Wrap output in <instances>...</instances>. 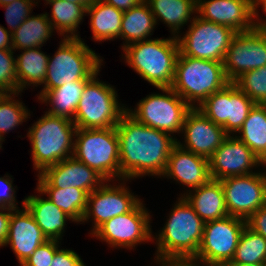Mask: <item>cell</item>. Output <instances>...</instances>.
I'll return each instance as SVG.
<instances>
[{
	"label": "cell",
	"mask_w": 266,
	"mask_h": 266,
	"mask_svg": "<svg viewBox=\"0 0 266 266\" xmlns=\"http://www.w3.org/2000/svg\"><path fill=\"white\" fill-rule=\"evenodd\" d=\"M119 140L120 180L144 175L162 176L177 139L171 134L143 125L127 111L116 126Z\"/></svg>",
	"instance_id": "cell-1"
},
{
	"label": "cell",
	"mask_w": 266,
	"mask_h": 266,
	"mask_svg": "<svg viewBox=\"0 0 266 266\" xmlns=\"http://www.w3.org/2000/svg\"><path fill=\"white\" fill-rule=\"evenodd\" d=\"M125 63L156 88L171 87L179 55L177 38L148 39L123 48Z\"/></svg>",
	"instance_id": "cell-2"
},
{
	"label": "cell",
	"mask_w": 266,
	"mask_h": 266,
	"mask_svg": "<svg viewBox=\"0 0 266 266\" xmlns=\"http://www.w3.org/2000/svg\"><path fill=\"white\" fill-rule=\"evenodd\" d=\"M160 231L155 258H195L202 241L205 222L181 196Z\"/></svg>",
	"instance_id": "cell-3"
},
{
	"label": "cell",
	"mask_w": 266,
	"mask_h": 266,
	"mask_svg": "<svg viewBox=\"0 0 266 266\" xmlns=\"http://www.w3.org/2000/svg\"><path fill=\"white\" fill-rule=\"evenodd\" d=\"M76 129L72 119L46 112L29 128L27 137L32 146L31 157L39 174L47 167L72 157Z\"/></svg>",
	"instance_id": "cell-4"
},
{
	"label": "cell",
	"mask_w": 266,
	"mask_h": 266,
	"mask_svg": "<svg viewBox=\"0 0 266 266\" xmlns=\"http://www.w3.org/2000/svg\"><path fill=\"white\" fill-rule=\"evenodd\" d=\"M227 79L223 62L184 56L179 53L171 88L191 107L200 106L211 94L224 88ZM197 102V106L195 105Z\"/></svg>",
	"instance_id": "cell-5"
},
{
	"label": "cell",
	"mask_w": 266,
	"mask_h": 266,
	"mask_svg": "<svg viewBox=\"0 0 266 266\" xmlns=\"http://www.w3.org/2000/svg\"><path fill=\"white\" fill-rule=\"evenodd\" d=\"M78 38H64L53 58L49 57L44 88L52 90L65 83L89 80L100 71L102 59Z\"/></svg>",
	"instance_id": "cell-6"
},
{
	"label": "cell",
	"mask_w": 266,
	"mask_h": 266,
	"mask_svg": "<svg viewBox=\"0 0 266 266\" xmlns=\"http://www.w3.org/2000/svg\"><path fill=\"white\" fill-rule=\"evenodd\" d=\"M73 157L97 171L107 181L120 179L119 140L116 127L77 128ZM111 179V180H110Z\"/></svg>",
	"instance_id": "cell-7"
},
{
	"label": "cell",
	"mask_w": 266,
	"mask_h": 266,
	"mask_svg": "<svg viewBox=\"0 0 266 266\" xmlns=\"http://www.w3.org/2000/svg\"><path fill=\"white\" fill-rule=\"evenodd\" d=\"M98 73L85 84L73 119L77 128L116 127L121 116L127 111L126 107L118 103L115 88L98 80Z\"/></svg>",
	"instance_id": "cell-8"
},
{
	"label": "cell",
	"mask_w": 266,
	"mask_h": 266,
	"mask_svg": "<svg viewBox=\"0 0 266 266\" xmlns=\"http://www.w3.org/2000/svg\"><path fill=\"white\" fill-rule=\"evenodd\" d=\"M165 94L147 95L137 103L134 111L127 112L138 122L167 133H180L191 107L171 87L157 88Z\"/></svg>",
	"instance_id": "cell-9"
},
{
	"label": "cell",
	"mask_w": 266,
	"mask_h": 266,
	"mask_svg": "<svg viewBox=\"0 0 266 266\" xmlns=\"http://www.w3.org/2000/svg\"><path fill=\"white\" fill-rule=\"evenodd\" d=\"M188 31L176 36L179 53L192 58L223 62L236 32L224 25L194 16Z\"/></svg>",
	"instance_id": "cell-10"
},
{
	"label": "cell",
	"mask_w": 266,
	"mask_h": 266,
	"mask_svg": "<svg viewBox=\"0 0 266 266\" xmlns=\"http://www.w3.org/2000/svg\"><path fill=\"white\" fill-rule=\"evenodd\" d=\"M245 226V219L230 215L205 222L202 241L195 259L206 266L228 265L234 257Z\"/></svg>",
	"instance_id": "cell-11"
},
{
	"label": "cell",
	"mask_w": 266,
	"mask_h": 266,
	"mask_svg": "<svg viewBox=\"0 0 266 266\" xmlns=\"http://www.w3.org/2000/svg\"><path fill=\"white\" fill-rule=\"evenodd\" d=\"M255 103L234 83L211 94L197 108L230 135L238 132Z\"/></svg>",
	"instance_id": "cell-12"
},
{
	"label": "cell",
	"mask_w": 266,
	"mask_h": 266,
	"mask_svg": "<svg viewBox=\"0 0 266 266\" xmlns=\"http://www.w3.org/2000/svg\"><path fill=\"white\" fill-rule=\"evenodd\" d=\"M150 219L147 209L140 201L130 212L106 221L92 235L111 247L131 249L139 243L152 241Z\"/></svg>",
	"instance_id": "cell-13"
},
{
	"label": "cell",
	"mask_w": 266,
	"mask_h": 266,
	"mask_svg": "<svg viewBox=\"0 0 266 266\" xmlns=\"http://www.w3.org/2000/svg\"><path fill=\"white\" fill-rule=\"evenodd\" d=\"M266 65V31L253 28L237 32L230 41L223 66L227 79L234 82L244 72Z\"/></svg>",
	"instance_id": "cell-14"
},
{
	"label": "cell",
	"mask_w": 266,
	"mask_h": 266,
	"mask_svg": "<svg viewBox=\"0 0 266 266\" xmlns=\"http://www.w3.org/2000/svg\"><path fill=\"white\" fill-rule=\"evenodd\" d=\"M224 190L226 208L230 216L247 220L266 205L264 173H252L219 180Z\"/></svg>",
	"instance_id": "cell-15"
},
{
	"label": "cell",
	"mask_w": 266,
	"mask_h": 266,
	"mask_svg": "<svg viewBox=\"0 0 266 266\" xmlns=\"http://www.w3.org/2000/svg\"><path fill=\"white\" fill-rule=\"evenodd\" d=\"M124 184L112 186L103 183L88 194L86 210L81 222H86L92 217L94 226L91 234L109 219L130 212L141 201Z\"/></svg>",
	"instance_id": "cell-16"
},
{
	"label": "cell",
	"mask_w": 266,
	"mask_h": 266,
	"mask_svg": "<svg viewBox=\"0 0 266 266\" xmlns=\"http://www.w3.org/2000/svg\"><path fill=\"white\" fill-rule=\"evenodd\" d=\"M264 165L239 138L228 135L209 158L212 180L252 174L253 167Z\"/></svg>",
	"instance_id": "cell-17"
},
{
	"label": "cell",
	"mask_w": 266,
	"mask_h": 266,
	"mask_svg": "<svg viewBox=\"0 0 266 266\" xmlns=\"http://www.w3.org/2000/svg\"><path fill=\"white\" fill-rule=\"evenodd\" d=\"M182 132L185 135V143L183 145L178 140L177 144L181 148L207 159L213 155L228 136L223 127L208 119L197 107L191 108L187 112Z\"/></svg>",
	"instance_id": "cell-18"
},
{
	"label": "cell",
	"mask_w": 266,
	"mask_h": 266,
	"mask_svg": "<svg viewBox=\"0 0 266 266\" xmlns=\"http://www.w3.org/2000/svg\"><path fill=\"white\" fill-rule=\"evenodd\" d=\"M200 18L237 32L252 30L253 8L249 0H197Z\"/></svg>",
	"instance_id": "cell-19"
},
{
	"label": "cell",
	"mask_w": 266,
	"mask_h": 266,
	"mask_svg": "<svg viewBox=\"0 0 266 266\" xmlns=\"http://www.w3.org/2000/svg\"><path fill=\"white\" fill-rule=\"evenodd\" d=\"M23 210L13 209L9 220L8 235L4 246L10 244L18 262L22 265L47 237L37 225L33 216L23 205Z\"/></svg>",
	"instance_id": "cell-20"
},
{
	"label": "cell",
	"mask_w": 266,
	"mask_h": 266,
	"mask_svg": "<svg viewBox=\"0 0 266 266\" xmlns=\"http://www.w3.org/2000/svg\"><path fill=\"white\" fill-rule=\"evenodd\" d=\"M41 175L54 188H79L88 194L98 189L103 183L109 182L97 171L73 156L47 167Z\"/></svg>",
	"instance_id": "cell-21"
},
{
	"label": "cell",
	"mask_w": 266,
	"mask_h": 266,
	"mask_svg": "<svg viewBox=\"0 0 266 266\" xmlns=\"http://www.w3.org/2000/svg\"><path fill=\"white\" fill-rule=\"evenodd\" d=\"M169 177L188 188H198L211 180L209 159L176 144L169 155L162 177Z\"/></svg>",
	"instance_id": "cell-22"
},
{
	"label": "cell",
	"mask_w": 266,
	"mask_h": 266,
	"mask_svg": "<svg viewBox=\"0 0 266 266\" xmlns=\"http://www.w3.org/2000/svg\"><path fill=\"white\" fill-rule=\"evenodd\" d=\"M192 192H186L187 194L184 193L182 196L204 222L214 221L229 215L226 208L224 190L219 180L211 179L208 183L195 188Z\"/></svg>",
	"instance_id": "cell-23"
},
{
	"label": "cell",
	"mask_w": 266,
	"mask_h": 266,
	"mask_svg": "<svg viewBox=\"0 0 266 266\" xmlns=\"http://www.w3.org/2000/svg\"><path fill=\"white\" fill-rule=\"evenodd\" d=\"M24 205L42 229L48 240H61L67 219L72 220L65 212L54 205L48 198L30 195L23 200Z\"/></svg>",
	"instance_id": "cell-24"
},
{
	"label": "cell",
	"mask_w": 266,
	"mask_h": 266,
	"mask_svg": "<svg viewBox=\"0 0 266 266\" xmlns=\"http://www.w3.org/2000/svg\"><path fill=\"white\" fill-rule=\"evenodd\" d=\"M37 191L48 194V199L72 218L81 222L86 210L88 193L79 188H54L41 174H38Z\"/></svg>",
	"instance_id": "cell-25"
},
{
	"label": "cell",
	"mask_w": 266,
	"mask_h": 266,
	"mask_svg": "<svg viewBox=\"0 0 266 266\" xmlns=\"http://www.w3.org/2000/svg\"><path fill=\"white\" fill-rule=\"evenodd\" d=\"M87 81H73L52 90H41L38 100L51 104L47 114L73 120Z\"/></svg>",
	"instance_id": "cell-26"
},
{
	"label": "cell",
	"mask_w": 266,
	"mask_h": 266,
	"mask_svg": "<svg viewBox=\"0 0 266 266\" xmlns=\"http://www.w3.org/2000/svg\"><path fill=\"white\" fill-rule=\"evenodd\" d=\"M90 15V25L93 38L96 41L113 40L120 38L121 20L123 11L105 3L103 0H94L86 9Z\"/></svg>",
	"instance_id": "cell-27"
},
{
	"label": "cell",
	"mask_w": 266,
	"mask_h": 266,
	"mask_svg": "<svg viewBox=\"0 0 266 266\" xmlns=\"http://www.w3.org/2000/svg\"><path fill=\"white\" fill-rule=\"evenodd\" d=\"M156 22L149 4L143 0L140 4L124 11L121 20L120 37L124 39L122 49L135 42L148 40Z\"/></svg>",
	"instance_id": "cell-28"
},
{
	"label": "cell",
	"mask_w": 266,
	"mask_h": 266,
	"mask_svg": "<svg viewBox=\"0 0 266 266\" xmlns=\"http://www.w3.org/2000/svg\"><path fill=\"white\" fill-rule=\"evenodd\" d=\"M154 15L170 27L173 36H178L179 30L187 24L191 15L197 12V0H145ZM177 33V34H176Z\"/></svg>",
	"instance_id": "cell-29"
},
{
	"label": "cell",
	"mask_w": 266,
	"mask_h": 266,
	"mask_svg": "<svg viewBox=\"0 0 266 266\" xmlns=\"http://www.w3.org/2000/svg\"><path fill=\"white\" fill-rule=\"evenodd\" d=\"M40 49L41 47L25 49L15 59L17 92L21 93L31 84L36 87L44 84L49 56L41 52Z\"/></svg>",
	"instance_id": "cell-30"
},
{
	"label": "cell",
	"mask_w": 266,
	"mask_h": 266,
	"mask_svg": "<svg viewBox=\"0 0 266 266\" xmlns=\"http://www.w3.org/2000/svg\"><path fill=\"white\" fill-rule=\"evenodd\" d=\"M47 13L29 16L13 33V50L41 47L51 37L53 28Z\"/></svg>",
	"instance_id": "cell-31"
},
{
	"label": "cell",
	"mask_w": 266,
	"mask_h": 266,
	"mask_svg": "<svg viewBox=\"0 0 266 266\" xmlns=\"http://www.w3.org/2000/svg\"><path fill=\"white\" fill-rule=\"evenodd\" d=\"M236 136L244 142L253 153L266 164V113L260 104H255L250 110L242 127Z\"/></svg>",
	"instance_id": "cell-32"
},
{
	"label": "cell",
	"mask_w": 266,
	"mask_h": 266,
	"mask_svg": "<svg viewBox=\"0 0 266 266\" xmlns=\"http://www.w3.org/2000/svg\"><path fill=\"white\" fill-rule=\"evenodd\" d=\"M46 4L52 6V15L49 21L51 22L53 30L55 29L60 35L65 38H78V25L86 15V9L77 3L59 0H45ZM66 33V35H65ZM70 35H67V34ZM76 33V34H75Z\"/></svg>",
	"instance_id": "cell-33"
},
{
	"label": "cell",
	"mask_w": 266,
	"mask_h": 266,
	"mask_svg": "<svg viewBox=\"0 0 266 266\" xmlns=\"http://www.w3.org/2000/svg\"><path fill=\"white\" fill-rule=\"evenodd\" d=\"M257 263H266V239L246 225L229 264Z\"/></svg>",
	"instance_id": "cell-34"
},
{
	"label": "cell",
	"mask_w": 266,
	"mask_h": 266,
	"mask_svg": "<svg viewBox=\"0 0 266 266\" xmlns=\"http://www.w3.org/2000/svg\"><path fill=\"white\" fill-rule=\"evenodd\" d=\"M13 94V95H12ZM17 93H4L0 97V143L4 141V134L10 130H14L27 118H30L26 106L20 101L14 100ZM13 97H12V96ZM23 104V105H22ZM16 126V127H15Z\"/></svg>",
	"instance_id": "cell-35"
},
{
	"label": "cell",
	"mask_w": 266,
	"mask_h": 266,
	"mask_svg": "<svg viewBox=\"0 0 266 266\" xmlns=\"http://www.w3.org/2000/svg\"><path fill=\"white\" fill-rule=\"evenodd\" d=\"M234 83L255 103L266 101V65L244 72Z\"/></svg>",
	"instance_id": "cell-36"
},
{
	"label": "cell",
	"mask_w": 266,
	"mask_h": 266,
	"mask_svg": "<svg viewBox=\"0 0 266 266\" xmlns=\"http://www.w3.org/2000/svg\"><path fill=\"white\" fill-rule=\"evenodd\" d=\"M13 49H0V90L17 93L16 62Z\"/></svg>",
	"instance_id": "cell-37"
},
{
	"label": "cell",
	"mask_w": 266,
	"mask_h": 266,
	"mask_svg": "<svg viewBox=\"0 0 266 266\" xmlns=\"http://www.w3.org/2000/svg\"><path fill=\"white\" fill-rule=\"evenodd\" d=\"M36 1V0H35ZM34 0H14L10 4L0 6L6 9L5 17L9 30L13 33L31 14ZM34 2V3H33Z\"/></svg>",
	"instance_id": "cell-38"
},
{
	"label": "cell",
	"mask_w": 266,
	"mask_h": 266,
	"mask_svg": "<svg viewBox=\"0 0 266 266\" xmlns=\"http://www.w3.org/2000/svg\"><path fill=\"white\" fill-rule=\"evenodd\" d=\"M58 245V240L46 241L21 266H51L53 256L59 248Z\"/></svg>",
	"instance_id": "cell-39"
},
{
	"label": "cell",
	"mask_w": 266,
	"mask_h": 266,
	"mask_svg": "<svg viewBox=\"0 0 266 266\" xmlns=\"http://www.w3.org/2000/svg\"><path fill=\"white\" fill-rule=\"evenodd\" d=\"M11 177L4 175L0 177V208H12L17 209L16 199H15V188L12 186Z\"/></svg>",
	"instance_id": "cell-40"
},
{
	"label": "cell",
	"mask_w": 266,
	"mask_h": 266,
	"mask_svg": "<svg viewBox=\"0 0 266 266\" xmlns=\"http://www.w3.org/2000/svg\"><path fill=\"white\" fill-rule=\"evenodd\" d=\"M51 266H85V264L73 250L58 249L53 256Z\"/></svg>",
	"instance_id": "cell-41"
},
{
	"label": "cell",
	"mask_w": 266,
	"mask_h": 266,
	"mask_svg": "<svg viewBox=\"0 0 266 266\" xmlns=\"http://www.w3.org/2000/svg\"><path fill=\"white\" fill-rule=\"evenodd\" d=\"M246 225L266 239V205L254 212L246 220Z\"/></svg>",
	"instance_id": "cell-42"
},
{
	"label": "cell",
	"mask_w": 266,
	"mask_h": 266,
	"mask_svg": "<svg viewBox=\"0 0 266 266\" xmlns=\"http://www.w3.org/2000/svg\"><path fill=\"white\" fill-rule=\"evenodd\" d=\"M12 210V208H0V247L4 246L8 235L9 220Z\"/></svg>",
	"instance_id": "cell-43"
},
{
	"label": "cell",
	"mask_w": 266,
	"mask_h": 266,
	"mask_svg": "<svg viewBox=\"0 0 266 266\" xmlns=\"http://www.w3.org/2000/svg\"><path fill=\"white\" fill-rule=\"evenodd\" d=\"M161 266H200L195 258H155ZM196 261V262H195ZM198 264V265H197Z\"/></svg>",
	"instance_id": "cell-44"
},
{
	"label": "cell",
	"mask_w": 266,
	"mask_h": 266,
	"mask_svg": "<svg viewBox=\"0 0 266 266\" xmlns=\"http://www.w3.org/2000/svg\"><path fill=\"white\" fill-rule=\"evenodd\" d=\"M105 3L114 6L116 9L121 11H127L132 7L137 6L143 0H103Z\"/></svg>",
	"instance_id": "cell-45"
},
{
	"label": "cell",
	"mask_w": 266,
	"mask_h": 266,
	"mask_svg": "<svg viewBox=\"0 0 266 266\" xmlns=\"http://www.w3.org/2000/svg\"><path fill=\"white\" fill-rule=\"evenodd\" d=\"M259 5L262 6V8L264 9L263 11L266 13V0H260L253 8V26H254V28L266 31V20H262V19L257 18V17H259L258 16V9H257V7H259ZM254 19H257V21ZM254 21H256V22H254Z\"/></svg>",
	"instance_id": "cell-46"
},
{
	"label": "cell",
	"mask_w": 266,
	"mask_h": 266,
	"mask_svg": "<svg viewBox=\"0 0 266 266\" xmlns=\"http://www.w3.org/2000/svg\"><path fill=\"white\" fill-rule=\"evenodd\" d=\"M0 49H13L12 33L0 26Z\"/></svg>",
	"instance_id": "cell-47"
},
{
	"label": "cell",
	"mask_w": 266,
	"mask_h": 266,
	"mask_svg": "<svg viewBox=\"0 0 266 266\" xmlns=\"http://www.w3.org/2000/svg\"><path fill=\"white\" fill-rule=\"evenodd\" d=\"M59 1H69L77 3L82 5L85 9H87L93 3L94 0H59Z\"/></svg>",
	"instance_id": "cell-48"
},
{
	"label": "cell",
	"mask_w": 266,
	"mask_h": 266,
	"mask_svg": "<svg viewBox=\"0 0 266 266\" xmlns=\"http://www.w3.org/2000/svg\"><path fill=\"white\" fill-rule=\"evenodd\" d=\"M228 266H266V263H257V264H228Z\"/></svg>",
	"instance_id": "cell-49"
},
{
	"label": "cell",
	"mask_w": 266,
	"mask_h": 266,
	"mask_svg": "<svg viewBox=\"0 0 266 266\" xmlns=\"http://www.w3.org/2000/svg\"><path fill=\"white\" fill-rule=\"evenodd\" d=\"M13 1L14 0H0V6H4V5H7V4H10Z\"/></svg>",
	"instance_id": "cell-50"
},
{
	"label": "cell",
	"mask_w": 266,
	"mask_h": 266,
	"mask_svg": "<svg viewBox=\"0 0 266 266\" xmlns=\"http://www.w3.org/2000/svg\"><path fill=\"white\" fill-rule=\"evenodd\" d=\"M260 0H249L252 8H254V6L259 2Z\"/></svg>",
	"instance_id": "cell-51"
},
{
	"label": "cell",
	"mask_w": 266,
	"mask_h": 266,
	"mask_svg": "<svg viewBox=\"0 0 266 266\" xmlns=\"http://www.w3.org/2000/svg\"><path fill=\"white\" fill-rule=\"evenodd\" d=\"M260 105L264 108V111H265V113H266V101L263 102V103H260Z\"/></svg>",
	"instance_id": "cell-52"
},
{
	"label": "cell",
	"mask_w": 266,
	"mask_h": 266,
	"mask_svg": "<svg viewBox=\"0 0 266 266\" xmlns=\"http://www.w3.org/2000/svg\"><path fill=\"white\" fill-rule=\"evenodd\" d=\"M210 266H228V265H210Z\"/></svg>",
	"instance_id": "cell-53"
},
{
	"label": "cell",
	"mask_w": 266,
	"mask_h": 266,
	"mask_svg": "<svg viewBox=\"0 0 266 266\" xmlns=\"http://www.w3.org/2000/svg\"><path fill=\"white\" fill-rule=\"evenodd\" d=\"M4 93L0 90V97L3 95Z\"/></svg>",
	"instance_id": "cell-54"
},
{
	"label": "cell",
	"mask_w": 266,
	"mask_h": 266,
	"mask_svg": "<svg viewBox=\"0 0 266 266\" xmlns=\"http://www.w3.org/2000/svg\"><path fill=\"white\" fill-rule=\"evenodd\" d=\"M264 166L266 167V164H264ZM264 176H265V180H266V172L264 173Z\"/></svg>",
	"instance_id": "cell-55"
}]
</instances>
